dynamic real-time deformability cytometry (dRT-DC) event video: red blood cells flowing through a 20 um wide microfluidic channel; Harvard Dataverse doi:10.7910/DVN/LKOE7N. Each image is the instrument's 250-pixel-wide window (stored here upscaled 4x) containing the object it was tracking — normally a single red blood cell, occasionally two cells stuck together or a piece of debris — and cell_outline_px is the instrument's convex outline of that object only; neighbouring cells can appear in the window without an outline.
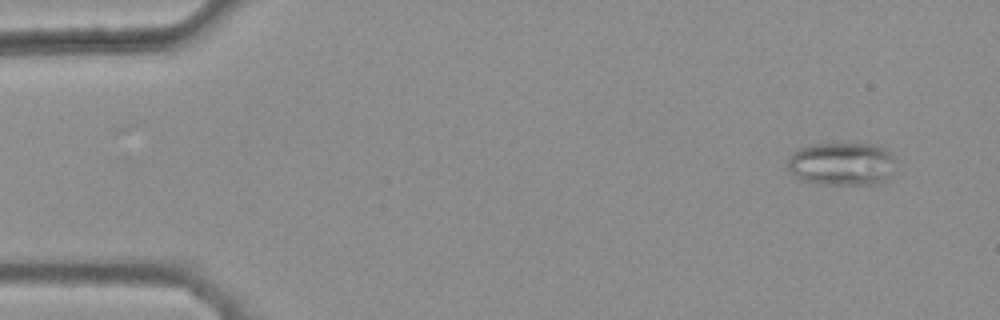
{"species": "common noctule bat (a hibernating species)", "species_latin": "Nyctalus noctula", "temperature_condition": "warm", "stored_images_in_passage": 13, "camera_frame_rate_fps": 3000, "um_per_image_px": 0.085, "animal": {"sex": "female", "body_mass_g": 25.1}, "frame": {"image": 1, "passage_image": 1, "time_ms": 0.0, "image_size_px": [1000, 320], "cell_outline_px": [[892, 160], [888, 180], [876, 184], [820, 184], [800, 180], [788, 168], [788, 156], [796, 148], [812, 144], [880, 144], [892, 152]], "centroid_in_image_um": [71.52, 13.91], "position_along_channel_um": 13.5, "area_um2": 27.28}}